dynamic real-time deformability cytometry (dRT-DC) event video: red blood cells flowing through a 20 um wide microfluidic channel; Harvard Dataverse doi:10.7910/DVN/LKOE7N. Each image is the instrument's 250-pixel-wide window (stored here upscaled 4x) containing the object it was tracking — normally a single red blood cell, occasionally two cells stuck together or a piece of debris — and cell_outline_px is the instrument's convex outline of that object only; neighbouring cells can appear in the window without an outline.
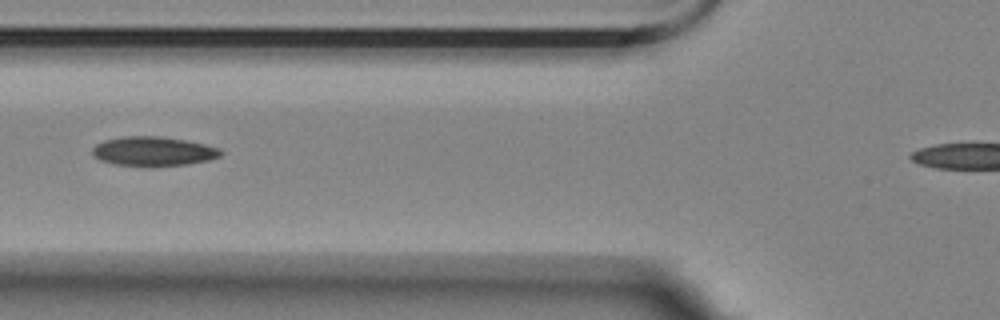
{"species": "Egyptian fruit bat (a non-hibernating species)", "species_latin": "Rousettus aegyptiacus", "temperature_condition": "room temperature", "stored_images_in_passage": 4, "camera_frame_rate_fps": 3000, "um_per_image_px": 0.085, "animal": {"sex": "female"}, "frame": {"image": 1, "passage_image": 2, "time_ms": 0.333, "image_size_px": [1000, 320], "cell_outline_px": [[224, 152], [220, 156], [208, 160], [188, 164], [156, 168], [112, 164], [100, 160], [92, 156], [92, 148], [96, 144], [104, 140], [124, 136], [160, 136], [184, 140], [204, 144], [220, 148]], "centroid_in_image_um": [13.01, 12.89], "position_along_channel_um": 112.8, "area_um2": 22.48}}
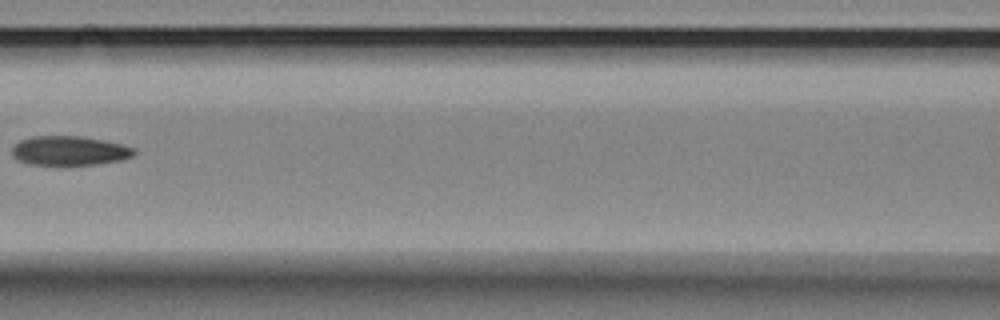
{"frame": {"image": 2, "passage_image": 3, "time_ms": 0.667, "image_size_px": [1000, 320], "cell_outline_px": [[136, 156], [120, 160], [96, 164], [28, 164], [16, 160], [12, 156], [12, 148], [20, 140], [32, 136], [80, 136], [104, 140], [136, 148]], "centroid_in_image_um": [5.91, 12.8], "position_along_channel_um": 160.7, "area_um2": 20.87}}